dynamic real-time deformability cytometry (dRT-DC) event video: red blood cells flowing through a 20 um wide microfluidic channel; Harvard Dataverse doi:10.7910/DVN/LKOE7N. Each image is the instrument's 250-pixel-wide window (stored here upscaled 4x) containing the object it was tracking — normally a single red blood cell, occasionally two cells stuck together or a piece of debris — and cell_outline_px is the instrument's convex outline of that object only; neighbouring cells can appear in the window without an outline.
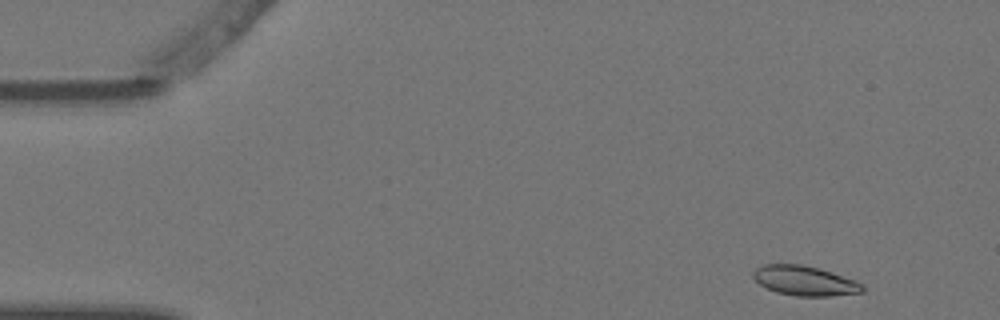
{"species": "Egyptian fruit bat (a non-hibernating species)", "species_latin": "Rousettus aegyptiacus", "temperature_condition": "warm", "stored_images_in_passage": 4, "camera_frame_rate_fps": 3000, "um_per_image_px": 0.085, "animal": {"sex": "female"}, "frame": {"image": 1, "passage_image": 1, "time_ms": 0.0, "image_size_px": [1000, 320], "cell_outline_px": [[864, 292], [832, 296], [796, 296], [776, 292], [760, 284], [752, 276], [752, 272], [756, 268], [764, 264], [800, 264], [816, 268], [856, 280], [864, 284]], "centroid_in_image_um": [68.41, 23.87], "position_along_channel_um": 16.6, "area_um2": 18.84}}
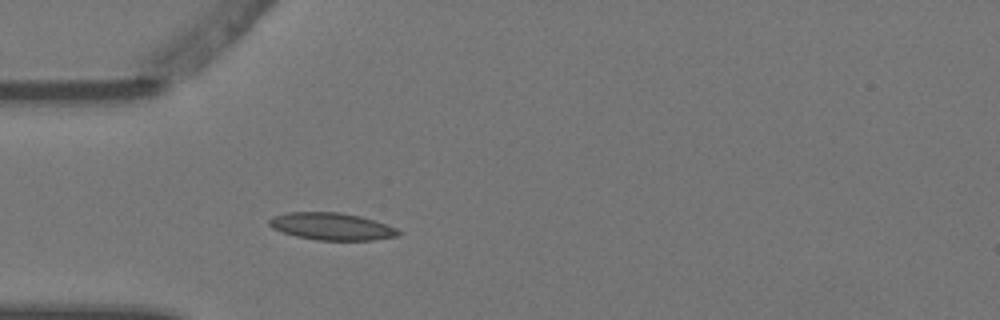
{"frame": {"image": 2, "passage_image": 4, "time_ms": 1.0, "image_size_px": [1000, 320], "cell_outline_px": [[400, 232], [396, 236], [372, 240], [316, 240], [296, 236], [272, 228], [268, 224], [268, 220], [272, 216], [288, 212], [340, 212], [360, 216], [396, 228]], "centroid_in_image_um": [28.13, 19.24], "position_along_channel_um": 56.9, "area_um2": 20.29}}